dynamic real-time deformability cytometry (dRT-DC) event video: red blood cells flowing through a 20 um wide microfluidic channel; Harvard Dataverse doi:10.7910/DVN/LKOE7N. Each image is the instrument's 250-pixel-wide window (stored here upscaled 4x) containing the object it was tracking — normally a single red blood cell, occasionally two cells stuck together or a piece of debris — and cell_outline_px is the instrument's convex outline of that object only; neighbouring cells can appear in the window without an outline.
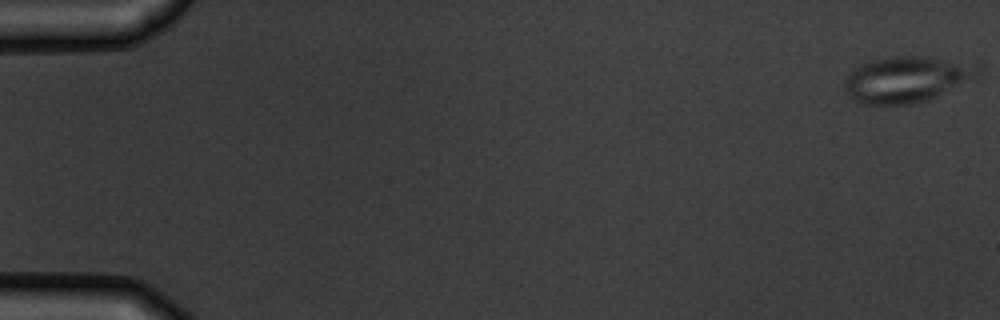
{"species": "common noctule bat (a hibernating species)", "species_latin": "Nyctalus noctula", "temperature_condition": "warm", "stored_images_in_passage": 7, "camera_frame_rate_fps": 3000, "um_per_image_px": 0.085, "animal": {"sex": "male", "body_mass_g": 19.5, "forearm_length_mm": 54.6}, "frame": {"image": 1, "passage_image": 1, "time_ms": 0.0, "image_size_px": [1000, 320], "cell_outline_px": [[984, 68], [980, 76], [976, 80], [928, 100], [912, 104], [864, 104], [852, 100], [848, 96], [844, 88], [844, 84], [852, 68], [872, 60], [892, 56], [924, 56], [980, 64]], "centroid_in_image_um": [77.16, 6.74], "position_along_channel_um": 7.8, "area_um2": 36.59}}